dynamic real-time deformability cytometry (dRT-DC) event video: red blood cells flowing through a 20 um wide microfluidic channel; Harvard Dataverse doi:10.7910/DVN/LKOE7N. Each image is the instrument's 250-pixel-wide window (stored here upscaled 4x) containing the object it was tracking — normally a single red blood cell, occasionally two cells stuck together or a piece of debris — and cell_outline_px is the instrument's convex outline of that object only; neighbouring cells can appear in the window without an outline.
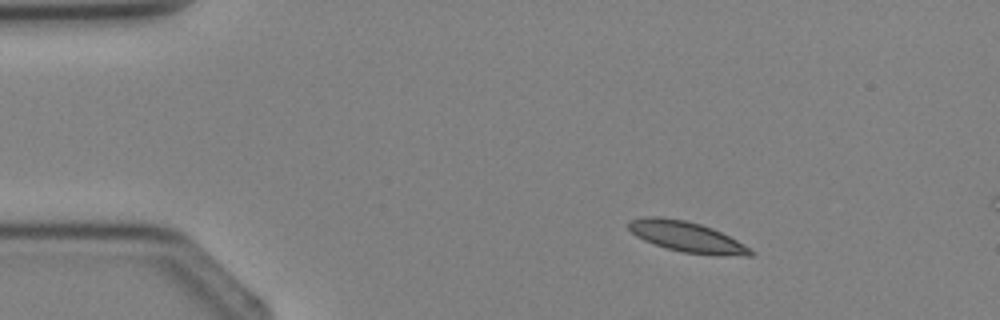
{"species": "Egyptian fruit bat (a non-hibernating species)", "species_latin": "Rousettus aegyptiacus", "temperature_condition": "cold", "stored_images_in_passage": 3, "camera_frame_rate_fps": 3000, "um_per_image_px": 0.085, "animal": {"sex": "female"}, "frame": {"image": 1, "passage_image": 1, "time_ms": 0.0, "image_size_px": [1000, 320], "cell_outline_px": [[756, 252], [752, 256], [716, 256], [684, 252], [668, 248], [644, 240], [636, 236], [628, 228], [628, 220], [644, 216], [660, 216], [684, 220], [700, 224], [712, 228], [744, 244]], "centroid_in_image_um": [58.39, 20.13], "position_along_channel_um": 26.6, "area_um2": 21.73}}